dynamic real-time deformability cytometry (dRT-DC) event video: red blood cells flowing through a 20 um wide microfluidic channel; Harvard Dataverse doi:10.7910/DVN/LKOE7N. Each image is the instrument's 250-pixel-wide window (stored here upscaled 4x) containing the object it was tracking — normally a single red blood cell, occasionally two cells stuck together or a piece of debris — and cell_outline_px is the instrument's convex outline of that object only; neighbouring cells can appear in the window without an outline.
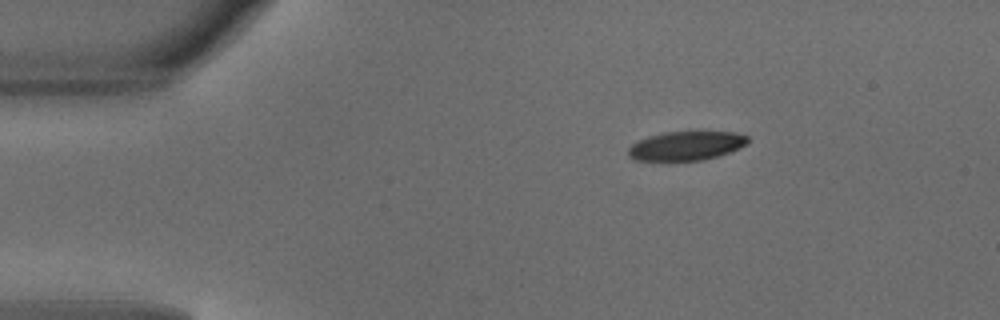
{"species": "common noctule bat (a hibernating species)", "species_latin": "Nyctalus noctula", "temperature_condition": "warm", "stored_images_in_passage": 42, "camera_frame_rate_fps": 3000, "um_per_image_px": 0.085, "animal": {"sex": "male", "body_mass_g": 18.8}, "frame": {"image": 1, "passage_image": 1, "time_ms": 0.0, "image_size_px": [1000, 320], "cell_outline_px": [[748, 144], [728, 152], [704, 160], [636, 160], [628, 156], [628, 148], [632, 144], [648, 136], [664, 132], [736, 132], [748, 136]], "centroid_in_image_um": [58.32, 12.38], "position_along_channel_um": 26.7, "area_um2": 20.0}}
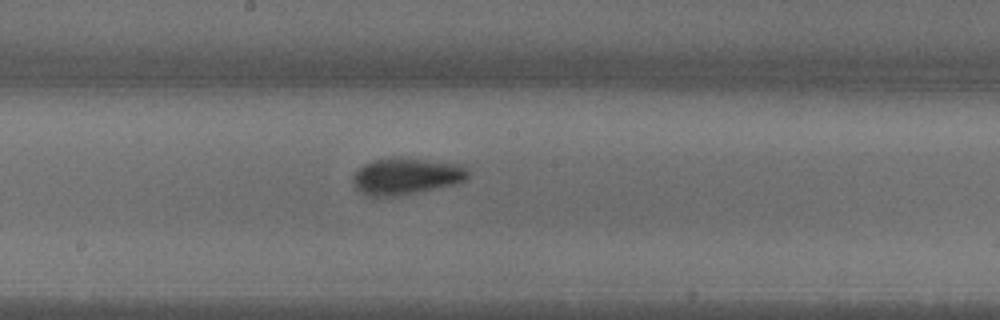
{"frame": {"image": 2, "passage_image": 19, "time_ms": 6.0, "image_size_px": [1000, 320], "cell_outline_px": [[468, 176], [464, 180], [456, 184], [396, 196], [372, 200], [360, 192], [356, 188], [352, 180], [352, 176], [364, 164], [376, 160], [396, 156], [464, 164], [468, 168]], "centroid_in_image_um": [34.5, 14.99], "position_along_channel_um": 213.7, "area_um2": 25.14}}
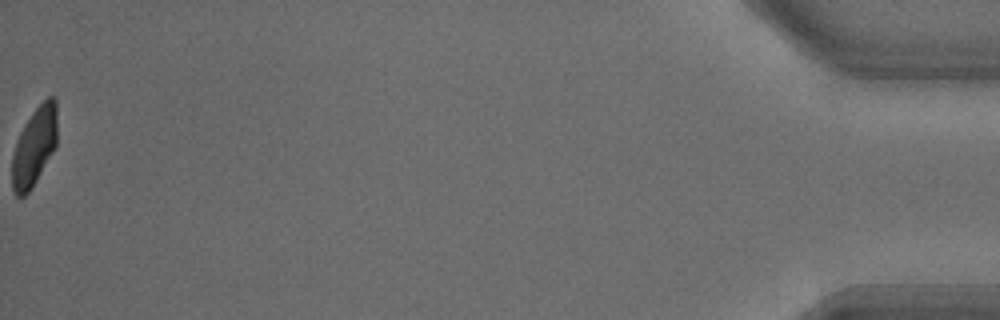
{"frame": {"image": 3, "passage_image": 42, "time_ms": 13.667, "image_size_px": [1000, 320], "cell_outline_px": [[56, 148], [32, 188], [24, 196], [16, 196], [12, 188], [12, 156], [16, 140], [24, 124], [32, 112], [48, 96], [52, 96], [56, 100]], "centroid_in_image_um": [2.91, 12.47], "position_along_channel_um": 432.3, "area_um2": 20.75}, "authors_computed_cell_mechanics": {"area_um2": 22.9177, "velocity_mm_per_s": 4.1485, "shape_relaxation_time_tau1_ms": 2.9546, "shape_relaxation_time_tau2_ms": 1.7756, "deformation_change_tau1": 0.1458, "deformation_change_tau2": 0.0626}}